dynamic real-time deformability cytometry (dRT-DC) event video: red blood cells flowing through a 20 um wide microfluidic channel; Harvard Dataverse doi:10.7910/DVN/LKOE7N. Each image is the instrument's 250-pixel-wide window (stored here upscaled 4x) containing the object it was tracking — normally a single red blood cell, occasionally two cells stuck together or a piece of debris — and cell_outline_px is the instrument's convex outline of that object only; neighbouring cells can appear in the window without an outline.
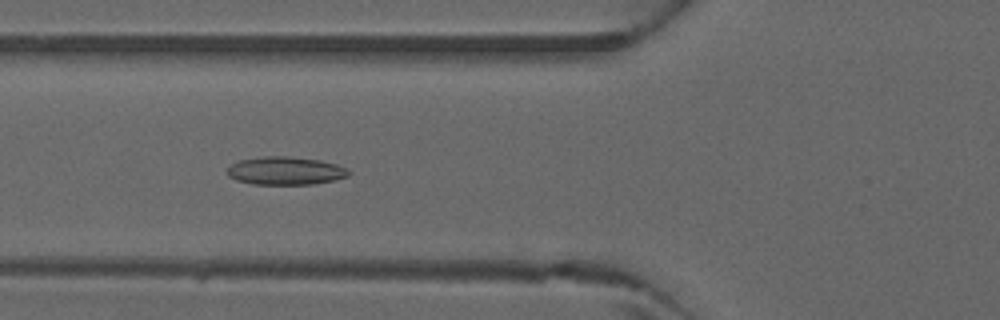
{"species": "common noctule bat (a hibernating species)", "species_latin": "Nyctalus noctula", "temperature_condition": "warm", "stored_images_in_passage": 18, "camera_frame_rate_fps": 3000, "um_per_image_px": 0.085, "animal": {"sex": "male", "forearm_length_mm": 52.5}, "frame": {"image": 1, "passage_image": 5, "time_ms": 1.333, "image_size_px": [1000, 320], "cell_outline_px": [[352, 172], [348, 176], [336, 180], [312, 184], [252, 184], [236, 180], [228, 176], [224, 172], [232, 164], [240, 160], [264, 156], [288, 156], [320, 160], [336, 164], [348, 168]], "centroid_in_image_um": [24.27, 14.52], "position_along_channel_um": 101.5, "area_um2": 20.06}}
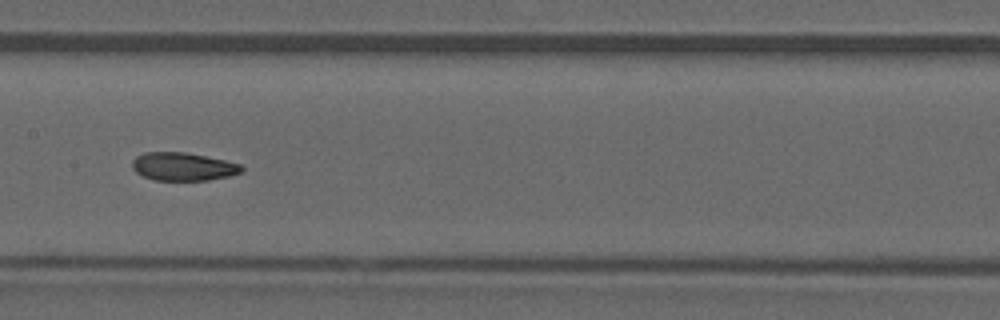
{"frame": {"image": 2, "passage_image": 11, "time_ms": 3.333, "image_size_px": [1000, 320], "cell_outline_px": [[244, 172], [228, 176], [208, 180], [156, 180], [144, 176], [136, 172], [132, 168], [132, 160], [136, 156], [144, 152], [184, 152], [224, 160], [240, 164], [244, 168]], "centroid_in_image_um": [15.56, 14.16], "position_along_channel_um": 191.8, "area_um2": 17.86}}
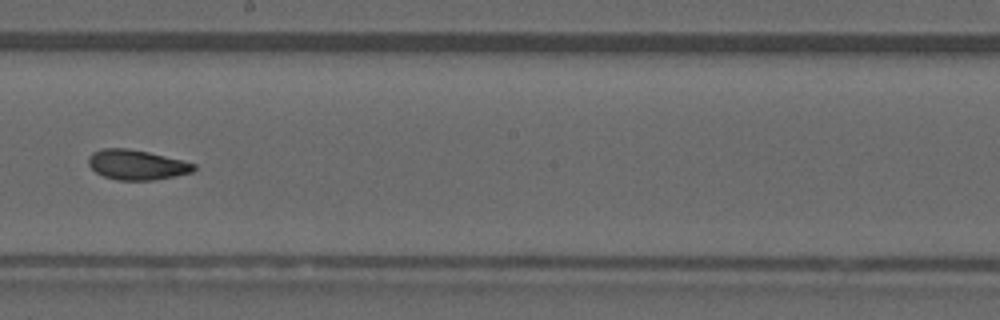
{"frame": {"image": 3, "passage_image": 14, "time_ms": 4.333, "image_size_px": [1000, 320], "cell_outline_px": [[196, 168], [192, 172], [156, 180], [116, 180], [104, 176], [96, 172], [88, 164], [88, 156], [92, 152], [100, 148], [128, 148], [148, 152], [184, 160], [196, 164]], "centroid_in_image_um": [11.62, 14.0], "position_along_channel_um": 236.6, "area_um2": 18.55}}